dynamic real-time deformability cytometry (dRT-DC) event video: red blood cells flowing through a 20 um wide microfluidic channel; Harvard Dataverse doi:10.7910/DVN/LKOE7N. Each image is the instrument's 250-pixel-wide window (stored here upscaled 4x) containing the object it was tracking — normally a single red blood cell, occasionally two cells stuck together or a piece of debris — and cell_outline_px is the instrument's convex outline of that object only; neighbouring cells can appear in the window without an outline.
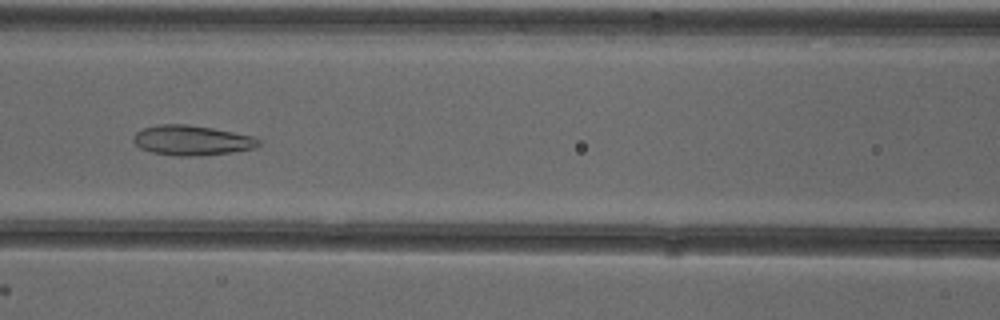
{"species": "common noctule bat (a hibernating species)", "species_latin": "Nyctalus noctula", "temperature_condition": "cold", "stored_images_in_passage": 53, "camera_frame_rate_fps": 3000, "um_per_image_px": 0.085, "animal": {"sex": "female"}, "frame": {"image": 1, "passage_image": 24, "time_ms": 7.667, "image_size_px": [1000, 320], "cell_outline_px": [[264, 140], [256, 148], [232, 152], [200, 156], [176, 156], [152, 152], [140, 148], [132, 140], [132, 136], [136, 132], [144, 128], [160, 124], [188, 124], [212, 128], [252, 136]], "centroid_in_image_um": [16.32, 11.93], "position_along_channel_um": 150.3, "area_um2": 22.02}}
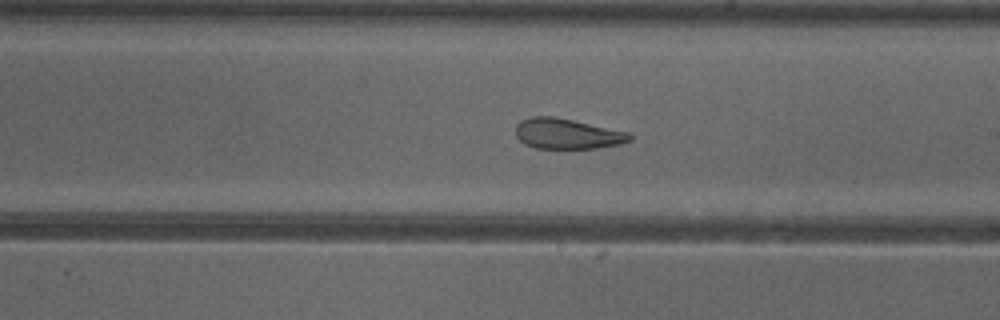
{"frame": {"image": 2, "passage_image": 31, "time_ms": 10.0, "image_size_px": [1000, 320], "cell_outline_px": [[632, 140], [620, 144], [596, 148], [536, 148], [524, 144], [516, 136], [516, 124], [520, 120], [532, 116], [556, 116], [628, 132], [632, 136]], "centroid_in_image_um": [48.19, 11.36], "position_along_channel_um": 240.8, "area_um2": 20.29}}
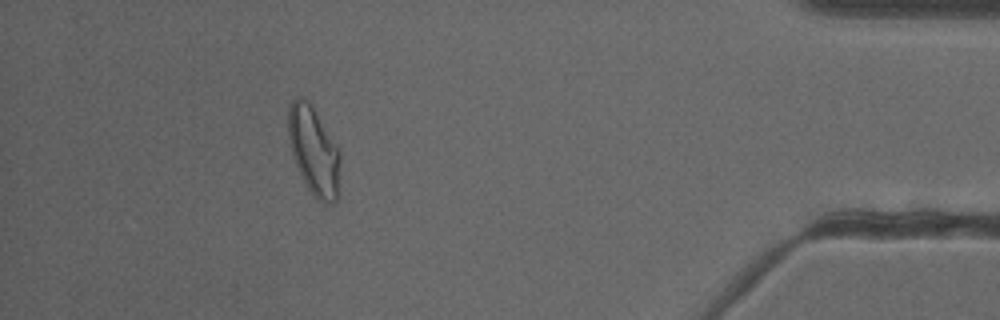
{"frame": {"image": 3, "passage_image": 48, "time_ms": 15.667, "image_size_px": [1000, 320], "cell_outline_px": [[340, 164], [336, 204], [324, 204], [308, 188], [292, 156], [288, 136], [288, 104], [296, 96], [304, 96], [312, 104], [340, 152]], "centroid_in_image_um": [26.66, 12.77], "position_along_channel_um": 408.5, "area_um2": 26.76}, "authors_computed_cell_mechanics": {"area_um2": 25.8366, "velocity_mm_per_s": 3.8944, "shape_relaxation_time_tau1_ms": null, "shape_relaxation_time_tau2_ms": 2.0522, "deformation_change_tau1": null, "deformation_change_tau2": 0.0857}}